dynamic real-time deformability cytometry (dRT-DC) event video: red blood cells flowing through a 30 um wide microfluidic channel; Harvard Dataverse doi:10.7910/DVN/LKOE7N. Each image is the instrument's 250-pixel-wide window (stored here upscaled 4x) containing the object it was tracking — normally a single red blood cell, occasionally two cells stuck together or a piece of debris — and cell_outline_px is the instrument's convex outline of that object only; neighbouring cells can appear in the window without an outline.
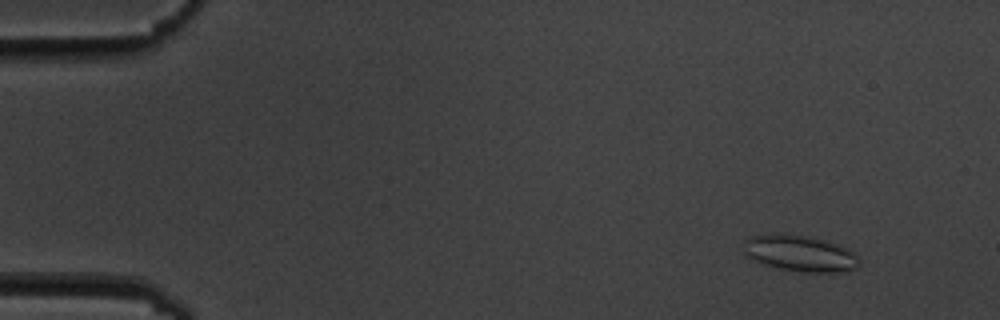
{"species": "common noctule bat (a hibernating species)", "species_latin": "Nyctalus noctula", "temperature_condition": "cold", "stored_images_in_passage": 10, "camera_frame_rate_fps": 3000, "um_per_image_px": 0.085, "animal": {"sex": "male", "body_mass_g": 19.5, "forearm_length_mm": 54.6}, "frame": {"image": 1, "passage_image": 2, "time_ms": 1.0, "image_size_px": [1000, 320], "cell_outline_px": [[860, 264], [856, 268], [844, 272], [804, 272], [776, 268], [764, 264], [744, 256], [744, 240], [748, 236], [780, 232], [784, 232], [812, 236], [828, 240], [848, 248], [860, 260]], "centroid_in_image_um": [67.97, 21.5], "position_along_channel_um": 17.0, "area_um2": 25.14}}
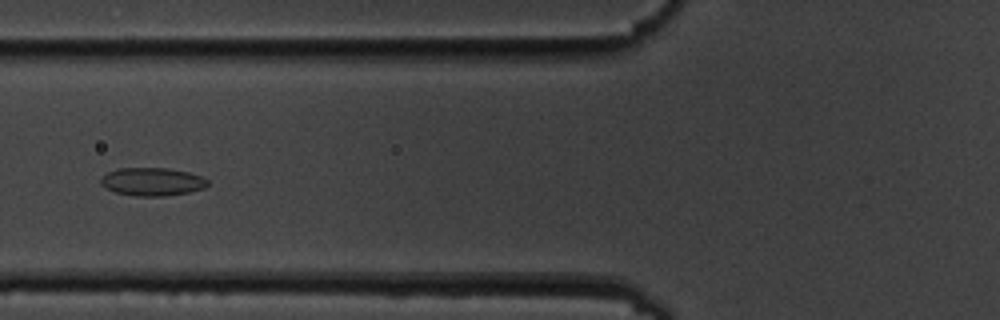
{"frame": {"image": 2, "passage_image": 7, "time_ms": 6.667, "image_size_px": [1000, 320], "cell_outline_px": [[208, 184], [204, 188], [188, 192], [164, 196], [136, 196], [116, 192], [100, 184], [100, 176], [116, 168], [168, 168], [188, 172], [200, 176], [208, 180]], "centroid_in_image_um": [12.91, 15.43], "position_along_channel_um": 112.9, "area_um2": 17.46}}
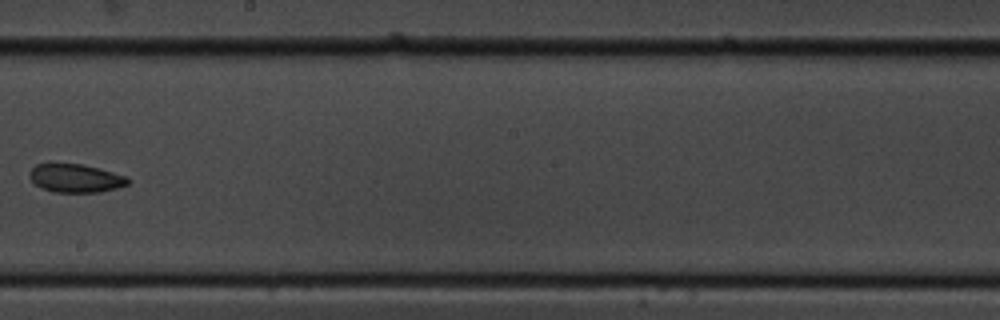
{"frame": {"image": 3, "passage_image": 10, "time_ms": 10.333, "image_size_px": [1000, 320], "cell_outline_px": [[132, 180], [128, 184], [116, 188], [100, 192], [52, 192], [40, 188], [32, 184], [28, 176], [28, 172], [36, 164], [48, 160], [80, 164], [128, 176]], "centroid_in_image_um": [6.32, 15.11], "position_along_channel_um": 241.9, "area_um2": 17.05}}